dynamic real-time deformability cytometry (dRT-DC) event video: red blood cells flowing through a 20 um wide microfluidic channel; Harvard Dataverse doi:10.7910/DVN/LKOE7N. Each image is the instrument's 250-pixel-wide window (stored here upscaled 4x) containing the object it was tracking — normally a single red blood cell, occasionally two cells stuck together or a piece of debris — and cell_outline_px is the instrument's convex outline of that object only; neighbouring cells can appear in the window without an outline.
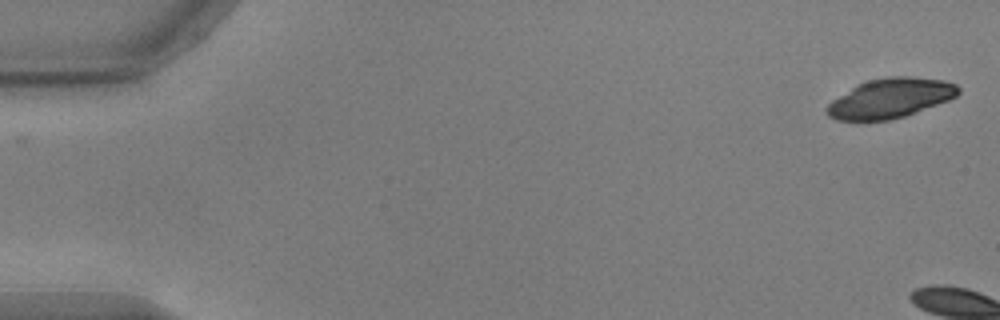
{"species": "common noctule bat (a hibernating species)", "species_latin": "Nyctalus noctula", "temperature_condition": "warm", "stored_images_in_passage": 5, "camera_frame_rate_fps": 3000, "um_per_image_px": 0.085, "animal": {"sex": "male", "body_mass_g": 17.9, "forearm_length_mm": 54.2}, "frame": {"image": 1, "passage_image": 1, "time_ms": 0.0, "image_size_px": [1000, 320], "cell_outline_px": [[960, 92], [956, 96], [948, 100], [916, 112], [904, 116], [888, 120], [836, 120], [828, 116], [824, 112], [824, 108], [832, 100], [856, 84], [868, 80], [888, 76], [912, 76], [944, 80], [956, 84], [960, 88]], "centroid_in_image_um": [75.65, 8.33], "position_along_channel_um": 9.3, "area_um2": 30.46}}